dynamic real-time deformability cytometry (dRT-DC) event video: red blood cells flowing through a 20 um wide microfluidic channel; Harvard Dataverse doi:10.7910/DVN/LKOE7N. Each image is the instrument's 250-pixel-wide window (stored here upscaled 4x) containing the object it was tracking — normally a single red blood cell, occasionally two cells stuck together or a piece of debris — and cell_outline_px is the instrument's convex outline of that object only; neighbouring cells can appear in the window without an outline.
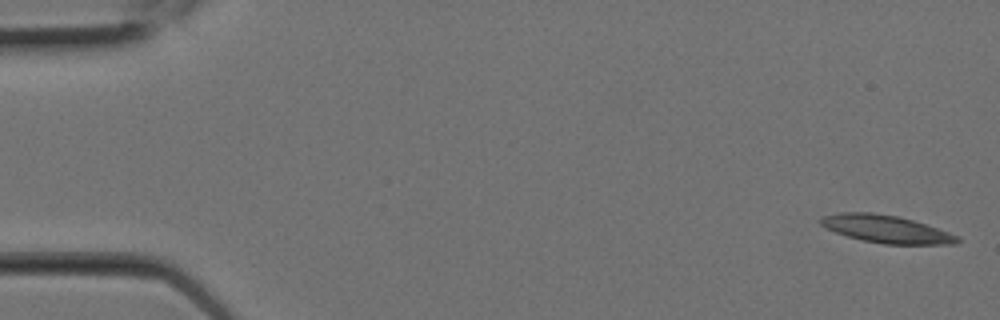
{"species": "Egyptian fruit bat (a non-hibernating species)", "species_latin": "Rousettus aegyptiacus", "temperature_condition": "room temperature", "stored_images_in_passage": 8, "camera_frame_rate_fps": 3000, "um_per_image_px": 0.085, "animal": {"sex": "female"}, "frame": {"image": 1, "passage_image": 1, "time_ms": 0.0, "image_size_px": [1000, 320], "cell_outline_px": [[960, 240], [956, 244], [884, 244], [864, 240], [848, 236], [836, 232], [820, 224], [820, 216], [840, 212], [872, 212], [896, 216], [912, 220], [960, 236]], "centroid_in_image_um": [75.32, 19.46], "position_along_channel_um": 9.7, "area_um2": 21.73}}
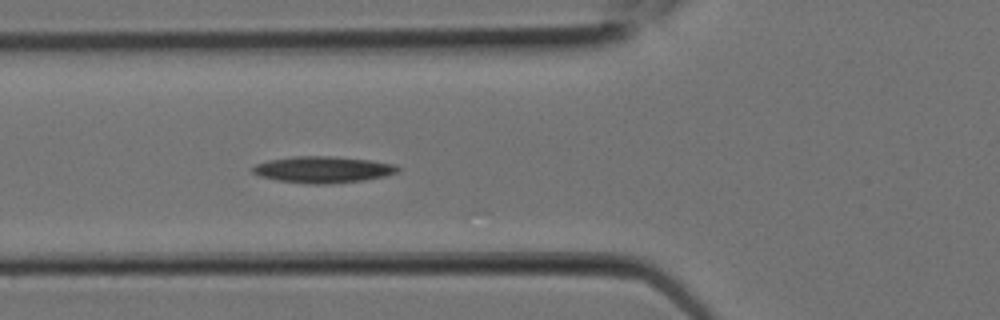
{"frame": {"image": 2, "passage_image": 8, "time_ms": 2.333, "image_size_px": [1000, 320], "cell_outline_px": [[400, 172], [384, 176], [364, 180], [332, 184], [312, 184], [276, 180], [260, 176], [252, 172], [252, 168], [256, 164], [268, 160], [292, 156], [332, 156], [372, 160], [396, 164], [400, 168]], "centroid_in_image_um": [27.48, 14.41], "position_along_channel_um": 98.3, "area_um2": 22.6}}